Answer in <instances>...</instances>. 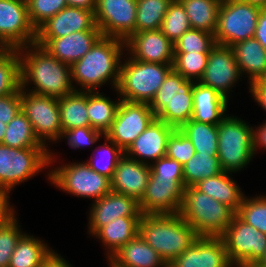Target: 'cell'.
<instances>
[{"label": "cell", "instance_id": "obj_37", "mask_svg": "<svg viewBox=\"0 0 266 267\" xmlns=\"http://www.w3.org/2000/svg\"><path fill=\"white\" fill-rule=\"evenodd\" d=\"M172 0H137L135 33L158 30Z\"/></svg>", "mask_w": 266, "mask_h": 267}, {"label": "cell", "instance_id": "obj_18", "mask_svg": "<svg viewBox=\"0 0 266 267\" xmlns=\"http://www.w3.org/2000/svg\"><path fill=\"white\" fill-rule=\"evenodd\" d=\"M130 58L147 63L173 65L174 43L160 29L132 34L125 41Z\"/></svg>", "mask_w": 266, "mask_h": 267}, {"label": "cell", "instance_id": "obj_61", "mask_svg": "<svg viewBox=\"0 0 266 267\" xmlns=\"http://www.w3.org/2000/svg\"><path fill=\"white\" fill-rule=\"evenodd\" d=\"M162 267H175V265L172 262L165 263Z\"/></svg>", "mask_w": 266, "mask_h": 267}, {"label": "cell", "instance_id": "obj_49", "mask_svg": "<svg viewBox=\"0 0 266 267\" xmlns=\"http://www.w3.org/2000/svg\"><path fill=\"white\" fill-rule=\"evenodd\" d=\"M21 111V87L14 93L0 97V120L8 124Z\"/></svg>", "mask_w": 266, "mask_h": 267}, {"label": "cell", "instance_id": "obj_48", "mask_svg": "<svg viewBox=\"0 0 266 267\" xmlns=\"http://www.w3.org/2000/svg\"><path fill=\"white\" fill-rule=\"evenodd\" d=\"M151 175L155 178L184 179L183 165L166 155L150 164Z\"/></svg>", "mask_w": 266, "mask_h": 267}, {"label": "cell", "instance_id": "obj_54", "mask_svg": "<svg viewBox=\"0 0 266 267\" xmlns=\"http://www.w3.org/2000/svg\"><path fill=\"white\" fill-rule=\"evenodd\" d=\"M253 99L266 111V88H249Z\"/></svg>", "mask_w": 266, "mask_h": 267}, {"label": "cell", "instance_id": "obj_57", "mask_svg": "<svg viewBox=\"0 0 266 267\" xmlns=\"http://www.w3.org/2000/svg\"><path fill=\"white\" fill-rule=\"evenodd\" d=\"M12 47L0 37V58L4 57Z\"/></svg>", "mask_w": 266, "mask_h": 267}, {"label": "cell", "instance_id": "obj_3", "mask_svg": "<svg viewBox=\"0 0 266 267\" xmlns=\"http://www.w3.org/2000/svg\"><path fill=\"white\" fill-rule=\"evenodd\" d=\"M139 235L165 263L173 262L198 238L179 214H142Z\"/></svg>", "mask_w": 266, "mask_h": 267}, {"label": "cell", "instance_id": "obj_24", "mask_svg": "<svg viewBox=\"0 0 266 267\" xmlns=\"http://www.w3.org/2000/svg\"><path fill=\"white\" fill-rule=\"evenodd\" d=\"M150 165L124 155L118 162L111 180V191L128 195L138 202L144 196L149 177Z\"/></svg>", "mask_w": 266, "mask_h": 267}, {"label": "cell", "instance_id": "obj_4", "mask_svg": "<svg viewBox=\"0 0 266 267\" xmlns=\"http://www.w3.org/2000/svg\"><path fill=\"white\" fill-rule=\"evenodd\" d=\"M179 215L198 236L220 237L236 212L191 186L184 188Z\"/></svg>", "mask_w": 266, "mask_h": 267}, {"label": "cell", "instance_id": "obj_34", "mask_svg": "<svg viewBox=\"0 0 266 267\" xmlns=\"http://www.w3.org/2000/svg\"><path fill=\"white\" fill-rule=\"evenodd\" d=\"M179 130L190 139L196 153L218 156L217 125L201 123L190 119Z\"/></svg>", "mask_w": 266, "mask_h": 267}, {"label": "cell", "instance_id": "obj_9", "mask_svg": "<svg viewBox=\"0 0 266 267\" xmlns=\"http://www.w3.org/2000/svg\"><path fill=\"white\" fill-rule=\"evenodd\" d=\"M47 174L51 184L76 197L99 200L111 192V180L92 170L87 161L63 164Z\"/></svg>", "mask_w": 266, "mask_h": 267}, {"label": "cell", "instance_id": "obj_51", "mask_svg": "<svg viewBox=\"0 0 266 267\" xmlns=\"http://www.w3.org/2000/svg\"><path fill=\"white\" fill-rule=\"evenodd\" d=\"M254 38L257 39L266 50V8H261L258 15Z\"/></svg>", "mask_w": 266, "mask_h": 267}, {"label": "cell", "instance_id": "obj_7", "mask_svg": "<svg viewBox=\"0 0 266 267\" xmlns=\"http://www.w3.org/2000/svg\"><path fill=\"white\" fill-rule=\"evenodd\" d=\"M218 159L225 172L246 168L255 156L253 126L241 118L227 115L218 125Z\"/></svg>", "mask_w": 266, "mask_h": 267}, {"label": "cell", "instance_id": "obj_12", "mask_svg": "<svg viewBox=\"0 0 266 267\" xmlns=\"http://www.w3.org/2000/svg\"><path fill=\"white\" fill-rule=\"evenodd\" d=\"M27 89H21V111L30 121L39 141L49 148L46 141L55 143L61 140L63 133L58 98L38 95Z\"/></svg>", "mask_w": 266, "mask_h": 267}, {"label": "cell", "instance_id": "obj_22", "mask_svg": "<svg viewBox=\"0 0 266 267\" xmlns=\"http://www.w3.org/2000/svg\"><path fill=\"white\" fill-rule=\"evenodd\" d=\"M174 130L173 126L155 118L128 147L125 155L141 163L152 164L166 155L167 140Z\"/></svg>", "mask_w": 266, "mask_h": 267}, {"label": "cell", "instance_id": "obj_59", "mask_svg": "<svg viewBox=\"0 0 266 267\" xmlns=\"http://www.w3.org/2000/svg\"><path fill=\"white\" fill-rule=\"evenodd\" d=\"M7 124L3 123L0 120V143H2V140L4 138L5 132H6Z\"/></svg>", "mask_w": 266, "mask_h": 267}, {"label": "cell", "instance_id": "obj_6", "mask_svg": "<svg viewBox=\"0 0 266 267\" xmlns=\"http://www.w3.org/2000/svg\"><path fill=\"white\" fill-rule=\"evenodd\" d=\"M172 70L149 104L156 118L179 129L193 115V85Z\"/></svg>", "mask_w": 266, "mask_h": 267}, {"label": "cell", "instance_id": "obj_31", "mask_svg": "<svg viewBox=\"0 0 266 267\" xmlns=\"http://www.w3.org/2000/svg\"><path fill=\"white\" fill-rule=\"evenodd\" d=\"M192 28L214 34L222 0H179Z\"/></svg>", "mask_w": 266, "mask_h": 267}, {"label": "cell", "instance_id": "obj_14", "mask_svg": "<svg viewBox=\"0 0 266 267\" xmlns=\"http://www.w3.org/2000/svg\"><path fill=\"white\" fill-rule=\"evenodd\" d=\"M137 0H96L95 21L102 36L126 41L136 29Z\"/></svg>", "mask_w": 266, "mask_h": 267}, {"label": "cell", "instance_id": "obj_13", "mask_svg": "<svg viewBox=\"0 0 266 267\" xmlns=\"http://www.w3.org/2000/svg\"><path fill=\"white\" fill-rule=\"evenodd\" d=\"M155 118L149 104L120 100L114 121L105 136L125 152Z\"/></svg>", "mask_w": 266, "mask_h": 267}, {"label": "cell", "instance_id": "obj_1", "mask_svg": "<svg viewBox=\"0 0 266 267\" xmlns=\"http://www.w3.org/2000/svg\"><path fill=\"white\" fill-rule=\"evenodd\" d=\"M20 56L21 89L34 85L29 92L62 98L75 90L71 81V66L53 57L36 43L17 49ZM32 82V83H31Z\"/></svg>", "mask_w": 266, "mask_h": 267}, {"label": "cell", "instance_id": "obj_62", "mask_svg": "<svg viewBox=\"0 0 266 267\" xmlns=\"http://www.w3.org/2000/svg\"><path fill=\"white\" fill-rule=\"evenodd\" d=\"M107 260L109 262L108 264L109 267H119V266H116L110 259H107Z\"/></svg>", "mask_w": 266, "mask_h": 267}, {"label": "cell", "instance_id": "obj_52", "mask_svg": "<svg viewBox=\"0 0 266 267\" xmlns=\"http://www.w3.org/2000/svg\"><path fill=\"white\" fill-rule=\"evenodd\" d=\"M261 148H263V150L266 149V120L261 125L253 127L254 153L256 154L257 150Z\"/></svg>", "mask_w": 266, "mask_h": 267}, {"label": "cell", "instance_id": "obj_33", "mask_svg": "<svg viewBox=\"0 0 266 267\" xmlns=\"http://www.w3.org/2000/svg\"><path fill=\"white\" fill-rule=\"evenodd\" d=\"M104 95L100 91L87 92V112L90 127L105 135L111 128L121 99L116 102Z\"/></svg>", "mask_w": 266, "mask_h": 267}, {"label": "cell", "instance_id": "obj_42", "mask_svg": "<svg viewBox=\"0 0 266 267\" xmlns=\"http://www.w3.org/2000/svg\"><path fill=\"white\" fill-rule=\"evenodd\" d=\"M236 215L266 235V196L248 198L246 195Z\"/></svg>", "mask_w": 266, "mask_h": 267}, {"label": "cell", "instance_id": "obj_28", "mask_svg": "<svg viewBox=\"0 0 266 267\" xmlns=\"http://www.w3.org/2000/svg\"><path fill=\"white\" fill-rule=\"evenodd\" d=\"M139 221L140 217H120L100 228L93 235L103 243L105 249H108L107 259L139 234Z\"/></svg>", "mask_w": 266, "mask_h": 267}, {"label": "cell", "instance_id": "obj_55", "mask_svg": "<svg viewBox=\"0 0 266 267\" xmlns=\"http://www.w3.org/2000/svg\"><path fill=\"white\" fill-rule=\"evenodd\" d=\"M67 6L95 10L96 0H66Z\"/></svg>", "mask_w": 266, "mask_h": 267}, {"label": "cell", "instance_id": "obj_50", "mask_svg": "<svg viewBox=\"0 0 266 267\" xmlns=\"http://www.w3.org/2000/svg\"><path fill=\"white\" fill-rule=\"evenodd\" d=\"M10 193L0 190V227L8 224L16 217L14 207L10 204Z\"/></svg>", "mask_w": 266, "mask_h": 267}, {"label": "cell", "instance_id": "obj_47", "mask_svg": "<svg viewBox=\"0 0 266 267\" xmlns=\"http://www.w3.org/2000/svg\"><path fill=\"white\" fill-rule=\"evenodd\" d=\"M104 136L102 132L90 126L76 127L70 130H64L61 138L67 139V144L73 148L78 149L85 146H90L99 141V138Z\"/></svg>", "mask_w": 266, "mask_h": 267}, {"label": "cell", "instance_id": "obj_25", "mask_svg": "<svg viewBox=\"0 0 266 267\" xmlns=\"http://www.w3.org/2000/svg\"><path fill=\"white\" fill-rule=\"evenodd\" d=\"M228 102L224 96L211 87L194 82L192 120L218 125L226 116ZM226 114V115H225Z\"/></svg>", "mask_w": 266, "mask_h": 267}, {"label": "cell", "instance_id": "obj_45", "mask_svg": "<svg viewBox=\"0 0 266 267\" xmlns=\"http://www.w3.org/2000/svg\"><path fill=\"white\" fill-rule=\"evenodd\" d=\"M18 222L15 217L8 224L0 227V267H8L16 244L24 234Z\"/></svg>", "mask_w": 266, "mask_h": 267}, {"label": "cell", "instance_id": "obj_35", "mask_svg": "<svg viewBox=\"0 0 266 267\" xmlns=\"http://www.w3.org/2000/svg\"><path fill=\"white\" fill-rule=\"evenodd\" d=\"M1 144L11 148H47L39 141L30 121L22 111L7 124Z\"/></svg>", "mask_w": 266, "mask_h": 267}, {"label": "cell", "instance_id": "obj_39", "mask_svg": "<svg viewBox=\"0 0 266 267\" xmlns=\"http://www.w3.org/2000/svg\"><path fill=\"white\" fill-rule=\"evenodd\" d=\"M21 87L20 56L12 48L0 58V97L16 92Z\"/></svg>", "mask_w": 266, "mask_h": 267}, {"label": "cell", "instance_id": "obj_58", "mask_svg": "<svg viewBox=\"0 0 266 267\" xmlns=\"http://www.w3.org/2000/svg\"><path fill=\"white\" fill-rule=\"evenodd\" d=\"M251 5L258 6L260 8H266V0H240Z\"/></svg>", "mask_w": 266, "mask_h": 267}, {"label": "cell", "instance_id": "obj_19", "mask_svg": "<svg viewBox=\"0 0 266 267\" xmlns=\"http://www.w3.org/2000/svg\"><path fill=\"white\" fill-rule=\"evenodd\" d=\"M89 211L88 233L92 236L102 227L120 217H141L139 202L128 195L110 192L93 201Z\"/></svg>", "mask_w": 266, "mask_h": 267}, {"label": "cell", "instance_id": "obj_30", "mask_svg": "<svg viewBox=\"0 0 266 267\" xmlns=\"http://www.w3.org/2000/svg\"><path fill=\"white\" fill-rule=\"evenodd\" d=\"M52 251L43 240L24 233L16 244L8 267H41Z\"/></svg>", "mask_w": 266, "mask_h": 267}, {"label": "cell", "instance_id": "obj_8", "mask_svg": "<svg viewBox=\"0 0 266 267\" xmlns=\"http://www.w3.org/2000/svg\"><path fill=\"white\" fill-rule=\"evenodd\" d=\"M48 148H14L0 143V190L11 192L55 162ZM45 167V168H44Z\"/></svg>", "mask_w": 266, "mask_h": 267}, {"label": "cell", "instance_id": "obj_36", "mask_svg": "<svg viewBox=\"0 0 266 267\" xmlns=\"http://www.w3.org/2000/svg\"><path fill=\"white\" fill-rule=\"evenodd\" d=\"M222 172L218 156L196 153L183 165L184 187L194 186L199 181Z\"/></svg>", "mask_w": 266, "mask_h": 267}, {"label": "cell", "instance_id": "obj_43", "mask_svg": "<svg viewBox=\"0 0 266 267\" xmlns=\"http://www.w3.org/2000/svg\"><path fill=\"white\" fill-rule=\"evenodd\" d=\"M215 45L214 34L191 28L174 42V52L210 53Z\"/></svg>", "mask_w": 266, "mask_h": 267}, {"label": "cell", "instance_id": "obj_27", "mask_svg": "<svg viewBox=\"0 0 266 267\" xmlns=\"http://www.w3.org/2000/svg\"><path fill=\"white\" fill-rule=\"evenodd\" d=\"M229 174L232 173L223 171L218 175L199 181L194 187L237 212L245 194Z\"/></svg>", "mask_w": 266, "mask_h": 267}, {"label": "cell", "instance_id": "obj_15", "mask_svg": "<svg viewBox=\"0 0 266 267\" xmlns=\"http://www.w3.org/2000/svg\"><path fill=\"white\" fill-rule=\"evenodd\" d=\"M234 51L229 46L216 44L210 51L207 65L199 82L211 87L229 100L230 90L241 79Z\"/></svg>", "mask_w": 266, "mask_h": 267}, {"label": "cell", "instance_id": "obj_11", "mask_svg": "<svg viewBox=\"0 0 266 267\" xmlns=\"http://www.w3.org/2000/svg\"><path fill=\"white\" fill-rule=\"evenodd\" d=\"M220 237L233 267H255L266 254V235L237 215Z\"/></svg>", "mask_w": 266, "mask_h": 267}, {"label": "cell", "instance_id": "obj_38", "mask_svg": "<svg viewBox=\"0 0 266 267\" xmlns=\"http://www.w3.org/2000/svg\"><path fill=\"white\" fill-rule=\"evenodd\" d=\"M103 137L106 140L105 144L97 146L95 150L97 151L96 153L100 151L98 153L100 159L96 156L98 154H96L95 156H91L87 163L92 170L111 179L119 160L125 155V152L110 138L105 135Z\"/></svg>", "mask_w": 266, "mask_h": 267}, {"label": "cell", "instance_id": "obj_29", "mask_svg": "<svg viewBox=\"0 0 266 267\" xmlns=\"http://www.w3.org/2000/svg\"><path fill=\"white\" fill-rule=\"evenodd\" d=\"M231 48L242 75L249 78L248 84L255 83L266 70V50L255 38L237 42Z\"/></svg>", "mask_w": 266, "mask_h": 267}, {"label": "cell", "instance_id": "obj_26", "mask_svg": "<svg viewBox=\"0 0 266 267\" xmlns=\"http://www.w3.org/2000/svg\"><path fill=\"white\" fill-rule=\"evenodd\" d=\"M119 267H162L160 255L138 234L109 258Z\"/></svg>", "mask_w": 266, "mask_h": 267}, {"label": "cell", "instance_id": "obj_5", "mask_svg": "<svg viewBox=\"0 0 266 267\" xmlns=\"http://www.w3.org/2000/svg\"><path fill=\"white\" fill-rule=\"evenodd\" d=\"M172 66L127 57L121 63L115 91L120 94L121 100L150 104L166 76L173 70Z\"/></svg>", "mask_w": 266, "mask_h": 267}, {"label": "cell", "instance_id": "obj_2", "mask_svg": "<svg viewBox=\"0 0 266 267\" xmlns=\"http://www.w3.org/2000/svg\"><path fill=\"white\" fill-rule=\"evenodd\" d=\"M124 51L125 41L101 36L90 51L71 66V81L74 90L99 91L98 88H101L107 81V83L111 81L113 89L116 90ZM73 82L80 86V90L74 86Z\"/></svg>", "mask_w": 266, "mask_h": 267}, {"label": "cell", "instance_id": "obj_17", "mask_svg": "<svg viewBox=\"0 0 266 267\" xmlns=\"http://www.w3.org/2000/svg\"><path fill=\"white\" fill-rule=\"evenodd\" d=\"M184 179L155 178L152 175L139 201L142 214H179L183 200Z\"/></svg>", "mask_w": 266, "mask_h": 267}, {"label": "cell", "instance_id": "obj_10", "mask_svg": "<svg viewBox=\"0 0 266 267\" xmlns=\"http://www.w3.org/2000/svg\"><path fill=\"white\" fill-rule=\"evenodd\" d=\"M260 11V7L240 0H222L214 33L216 44L231 47L254 38Z\"/></svg>", "mask_w": 266, "mask_h": 267}, {"label": "cell", "instance_id": "obj_16", "mask_svg": "<svg viewBox=\"0 0 266 267\" xmlns=\"http://www.w3.org/2000/svg\"><path fill=\"white\" fill-rule=\"evenodd\" d=\"M0 37L14 49L35 43L36 29L29 20L26 2L0 0Z\"/></svg>", "mask_w": 266, "mask_h": 267}, {"label": "cell", "instance_id": "obj_60", "mask_svg": "<svg viewBox=\"0 0 266 267\" xmlns=\"http://www.w3.org/2000/svg\"><path fill=\"white\" fill-rule=\"evenodd\" d=\"M255 267H266V254Z\"/></svg>", "mask_w": 266, "mask_h": 267}, {"label": "cell", "instance_id": "obj_56", "mask_svg": "<svg viewBox=\"0 0 266 267\" xmlns=\"http://www.w3.org/2000/svg\"><path fill=\"white\" fill-rule=\"evenodd\" d=\"M249 88H266V70L255 83L249 85Z\"/></svg>", "mask_w": 266, "mask_h": 267}, {"label": "cell", "instance_id": "obj_23", "mask_svg": "<svg viewBox=\"0 0 266 267\" xmlns=\"http://www.w3.org/2000/svg\"><path fill=\"white\" fill-rule=\"evenodd\" d=\"M101 36L100 31H79L61 38H36L35 43L62 63L72 66L90 51Z\"/></svg>", "mask_w": 266, "mask_h": 267}, {"label": "cell", "instance_id": "obj_53", "mask_svg": "<svg viewBox=\"0 0 266 267\" xmlns=\"http://www.w3.org/2000/svg\"><path fill=\"white\" fill-rule=\"evenodd\" d=\"M41 267H72L62 256L52 251V253L44 260Z\"/></svg>", "mask_w": 266, "mask_h": 267}, {"label": "cell", "instance_id": "obj_40", "mask_svg": "<svg viewBox=\"0 0 266 267\" xmlns=\"http://www.w3.org/2000/svg\"><path fill=\"white\" fill-rule=\"evenodd\" d=\"M189 18L179 0H172L160 27L161 32L173 43L191 29Z\"/></svg>", "mask_w": 266, "mask_h": 267}, {"label": "cell", "instance_id": "obj_44", "mask_svg": "<svg viewBox=\"0 0 266 267\" xmlns=\"http://www.w3.org/2000/svg\"><path fill=\"white\" fill-rule=\"evenodd\" d=\"M28 16L37 30L44 22L67 7L66 0H30L27 2Z\"/></svg>", "mask_w": 266, "mask_h": 267}, {"label": "cell", "instance_id": "obj_46", "mask_svg": "<svg viewBox=\"0 0 266 267\" xmlns=\"http://www.w3.org/2000/svg\"><path fill=\"white\" fill-rule=\"evenodd\" d=\"M196 154L190 139L179 129H175L167 140L166 156L184 165Z\"/></svg>", "mask_w": 266, "mask_h": 267}, {"label": "cell", "instance_id": "obj_21", "mask_svg": "<svg viewBox=\"0 0 266 267\" xmlns=\"http://www.w3.org/2000/svg\"><path fill=\"white\" fill-rule=\"evenodd\" d=\"M175 267H233L221 237L198 238L173 262Z\"/></svg>", "mask_w": 266, "mask_h": 267}, {"label": "cell", "instance_id": "obj_32", "mask_svg": "<svg viewBox=\"0 0 266 267\" xmlns=\"http://www.w3.org/2000/svg\"><path fill=\"white\" fill-rule=\"evenodd\" d=\"M58 105L63 131L90 126L87 112V92L74 91L70 95L58 98Z\"/></svg>", "mask_w": 266, "mask_h": 267}, {"label": "cell", "instance_id": "obj_20", "mask_svg": "<svg viewBox=\"0 0 266 267\" xmlns=\"http://www.w3.org/2000/svg\"><path fill=\"white\" fill-rule=\"evenodd\" d=\"M94 11L67 6L36 30V38H61L73 32L100 31Z\"/></svg>", "mask_w": 266, "mask_h": 267}, {"label": "cell", "instance_id": "obj_41", "mask_svg": "<svg viewBox=\"0 0 266 267\" xmlns=\"http://www.w3.org/2000/svg\"><path fill=\"white\" fill-rule=\"evenodd\" d=\"M209 53L174 52L173 70L187 80L199 82L202 78Z\"/></svg>", "mask_w": 266, "mask_h": 267}]
</instances>
